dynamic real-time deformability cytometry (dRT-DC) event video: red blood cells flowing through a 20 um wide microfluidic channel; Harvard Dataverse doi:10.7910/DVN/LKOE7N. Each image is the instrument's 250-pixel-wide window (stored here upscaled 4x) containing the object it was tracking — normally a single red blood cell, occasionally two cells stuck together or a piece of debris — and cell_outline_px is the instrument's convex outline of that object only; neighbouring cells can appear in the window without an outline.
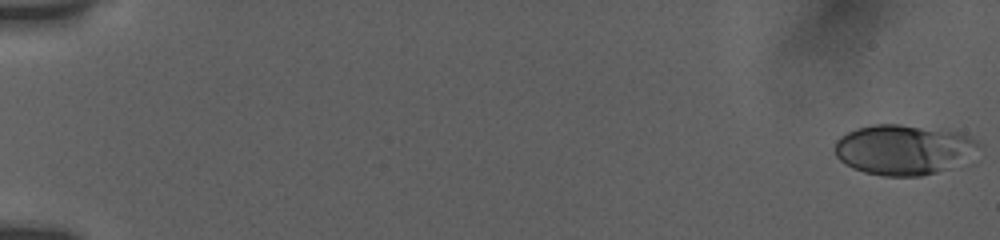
{"species": "human", "species_latin": "Homo sapiens", "temperature_condition": "room temperature", "stored_images_in_passage": 47, "camera_frame_rate_fps": 3000, "um_per_image_px": 0.085, "donor": {"sex": "female"}, "frame": {"image": 1, "passage_image": 1, "time_ms": 0.0, "image_size_px": [1000, 240], "cell_outline_px": [[980, 144], [948, 168], [936, 172], [920, 176], [884, 176], [864, 172], [852, 168], [844, 164], [836, 156], [832, 148], [836, 140], [840, 136], [856, 128], [872, 124], [900, 124], [940, 128], [960, 132], [972, 136]], "centroid_in_image_um": [76.68, 12.69], "position_along_channel_um": 8.3, "area_um2": 41.85}}
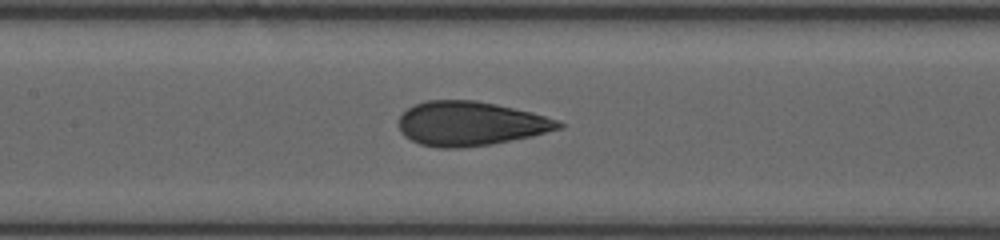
{"frame": {"image": 2, "passage_image": 25, "time_ms": 9.0, "image_size_px": [1000, 240], "cell_outline_px": [[564, 128], [532, 136], [492, 144], [460, 148], [436, 148], [420, 144], [404, 136], [400, 132], [400, 116], [408, 108], [416, 104], [428, 100], [476, 100], [496, 104], [532, 112], [556, 120], [564, 124]], "centroid_in_image_um": [39.99, 10.51], "position_along_channel_um": 167.4, "area_um2": 41.21}}
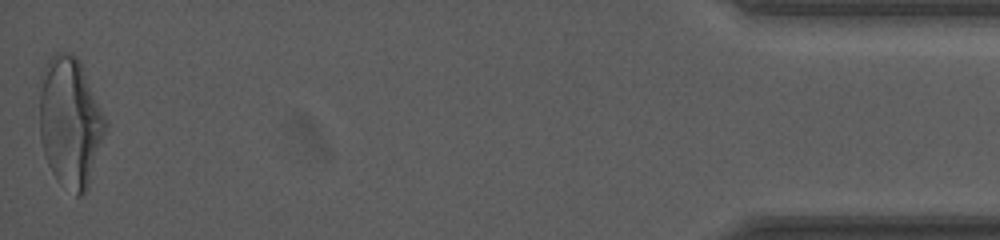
{"frame": {"image": 3, "passage_image": 47, "time_ms": 18.0, "image_size_px": [1000, 240], "cell_outline_px": [[108, 124], [88, 184], [84, 192], [80, 196], [76, 196], [60, 184], [56, 180], [44, 156], [40, 140], [40, 76], [52, 52], [68, 52], [76, 56], [80, 60]], "centroid_in_image_um": [5.94, 10.35], "position_along_channel_um": 429.3, "area_um2": 50.05}, "authors_computed_cell_mechanics": {"area_um2": 40.2866, "velocity_mm_per_s": 3.8156, "shape_relaxation_time_tau1_ms": 6.2755, "shape_relaxation_time_tau2_ms": 0.8914, "deformation_change_tau1": 0.2087, "deformation_change_tau2": 0.0677}}